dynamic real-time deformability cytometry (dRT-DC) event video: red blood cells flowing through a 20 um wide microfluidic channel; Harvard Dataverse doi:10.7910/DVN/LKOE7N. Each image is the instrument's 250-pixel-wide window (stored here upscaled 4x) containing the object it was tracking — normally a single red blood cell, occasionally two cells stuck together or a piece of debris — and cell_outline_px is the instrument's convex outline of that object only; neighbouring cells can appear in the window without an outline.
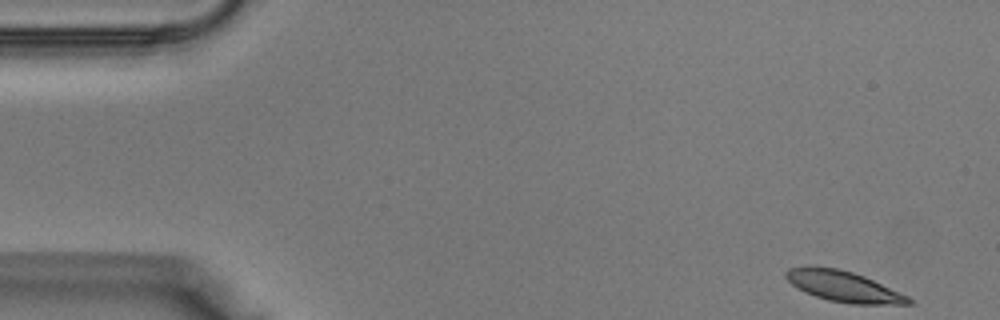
{"species": "Egyptian fruit bat (a non-hibernating species)", "species_latin": "Rousettus aegyptiacus", "temperature_condition": "warm", "stored_images_in_passage": 39, "camera_frame_rate_fps": 3000, "um_per_image_px": 0.085, "animal": {"sex": "male"}, "frame": {"image": 1, "passage_image": 1, "time_ms": 0.0, "image_size_px": [1000, 320], "cell_outline_px": [[912, 304], [852, 304], [828, 300], [804, 292], [796, 288], [784, 276], [784, 272], [788, 268], [836, 268], [852, 272], [864, 276], [908, 296], [912, 300]], "centroid_in_image_um": [71.71, 24.37], "position_along_channel_um": 13.3, "area_um2": 21.44}}
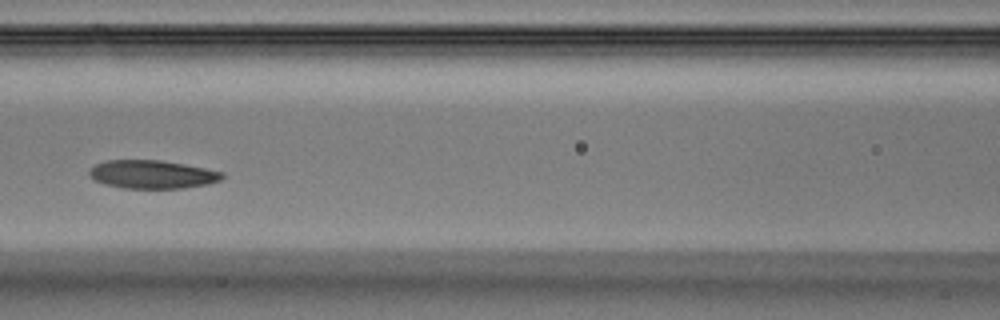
{"frame": {"image": 2, "passage_image": 16, "time_ms": 5.0, "image_size_px": [1000, 320], "cell_outline_px": [[224, 176], [220, 180], [208, 184], [184, 188], [124, 188], [104, 184], [92, 180], [88, 172], [96, 164], [104, 160], [160, 160], [184, 164], [224, 172]], "centroid_in_image_um": [12.92, 14.82], "position_along_channel_um": 153.7, "area_um2": 21.96}}
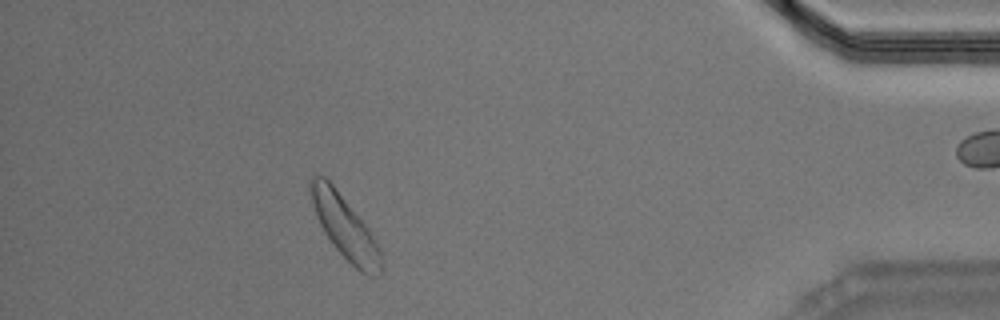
{"frame": {"image": 3, "passage_image": 34, "time_ms": 11.0, "image_size_px": [1000, 320], "cell_outline_px": [[384, 268], [380, 276], [368, 276], [360, 272], [332, 244], [324, 232], [316, 216], [312, 204], [308, 188], [308, 180], [316, 172], [324, 176], [332, 184], [364, 224], [380, 248]], "centroid_in_image_um": [29.29, 19.31], "position_along_channel_um": 405.9, "area_um2": 25.72}}